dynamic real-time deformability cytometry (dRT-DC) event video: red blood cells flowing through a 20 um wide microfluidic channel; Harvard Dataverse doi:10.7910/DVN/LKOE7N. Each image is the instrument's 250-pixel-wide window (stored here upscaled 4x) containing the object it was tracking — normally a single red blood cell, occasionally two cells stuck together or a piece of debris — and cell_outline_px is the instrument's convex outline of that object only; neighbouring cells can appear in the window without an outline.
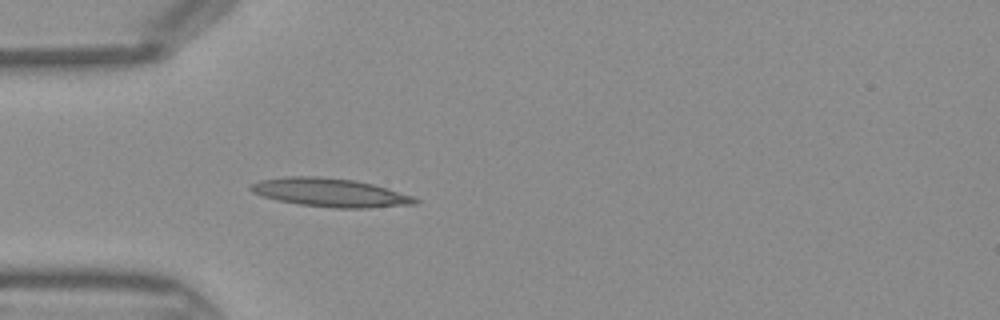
{"species": "Egyptian fruit bat (a non-hibernating species)", "species_latin": "Rousettus aegyptiacus", "temperature_condition": "warm", "stored_images_in_passage": 32, "camera_frame_rate_fps": 3000, "um_per_image_px": 0.085, "frame": {"image": 1, "passage_image": 1, "time_ms": 0.0, "image_size_px": [1000, 320], "cell_outline_px": [[420, 200], [416, 204], [368, 208], [336, 208], [300, 204], [280, 200], [264, 196], [252, 192], [248, 188], [252, 184], [260, 180], [288, 176], [320, 176], [356, 180], [372, 184], [416, 196]], "centroid_in_image_um": [28.13, 16.36], "position_along_channel_um": 56.9, "area_um2": 27.28}}
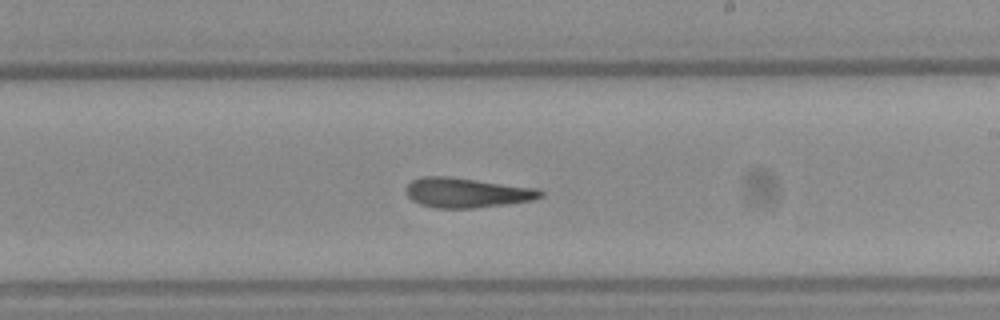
{"frame": {"image": 2, "passage_image": 14, "time_ms": 4.333, "image_size_px": [1000, 320], "cell_outline_px": [[544, 196], [532, 200], [508, 204], [472, 208], [436, 208], [420, 204], [412, 200], [404, 192], [404, 188], [412, 180], [420, 176], [448, 176], [540, 188], [544, 192]], "centroid_in_image_um": [39.68, 16.37], "position_along_channel_um": 249.3, "area_um2": 23.7}}
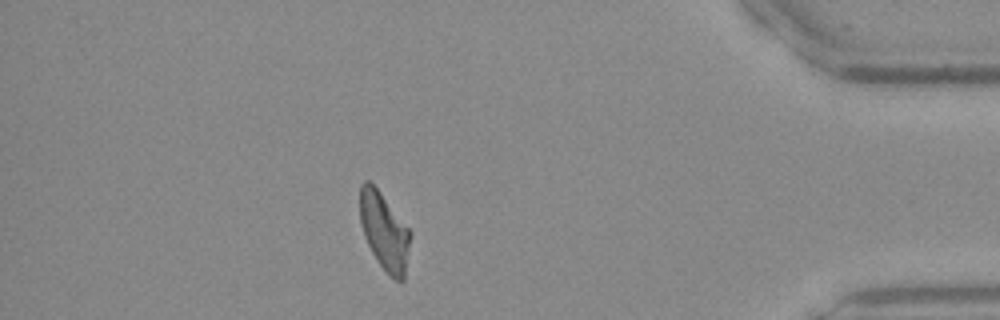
{"frame": {"image": 3, "passage_image": 27, "time_ms": 8.667, "image_size_px": [1000, 320], "cell_outline_px": [[412, 236], [404, 280], [396, 280], [376, 260], [364, 236], [360, 220], [360, 184], [364, 180], [368, 180], [380, 192], [412, 232]], "centroid_in_image_um": [32.68, 19.65], "position_along_channel_um": 402.5, "area_um2": 22.6}}